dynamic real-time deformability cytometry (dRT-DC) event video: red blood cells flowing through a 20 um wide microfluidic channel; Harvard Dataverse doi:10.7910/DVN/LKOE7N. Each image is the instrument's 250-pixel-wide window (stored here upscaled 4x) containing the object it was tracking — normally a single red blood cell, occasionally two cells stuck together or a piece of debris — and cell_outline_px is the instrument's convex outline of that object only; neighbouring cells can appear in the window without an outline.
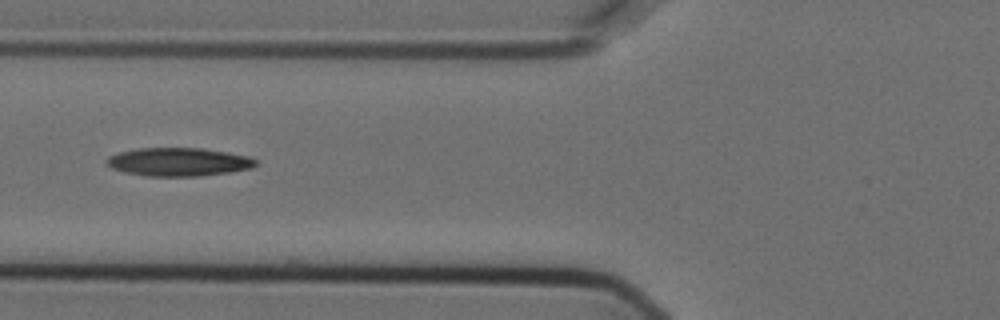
{"species": "Egyptian fruit bat (a non-hibernating species)", "species_latin": "Rousettus aegyptiacus", "temperature_condition": "cold", "stored_images_in_passage": 9, "camera_frame_rate_fps": 3000, "um_per_image_px": 0.085, "animal": {"sex": "female"}, "frame": {"image": 1, "passage_image": 6, "time_ms": 1.667, "image_size_px": [1000, 320], "cell_outline_px": [[256, 164], [252, 168], [232, 172], [200, 176], [144, 176], [124, 172], [112, 168], [104, 164], [104, 160], [108, 156], [120, 152], [136, 148], [200, 148], [252, 156], [256, 160]], "centroid_in_image_um": [15.16, 13.76], "position_along_channel_um": 110.6, "area_um2": 24.91}}
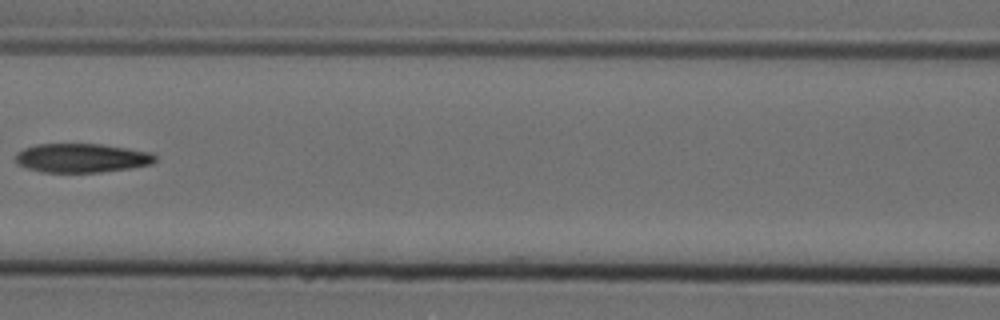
{"frame": {"image": 2, "passage_image": 7, "time_ms": 2.0, "image_size_px": [1000, 320], "cell_outline_px": [[156, 160], [152, 164], [128, 168], [100, 172], [40, 172], [16, 164], [16, 152], [24, 148], [36, 144], [100, 144], [128, 148], [152, 152], [156, 156]], "centroid_in_image_um": [6.93, 13.42], "position_along_channel_um": 159.7, "area_um2": 23.64}}
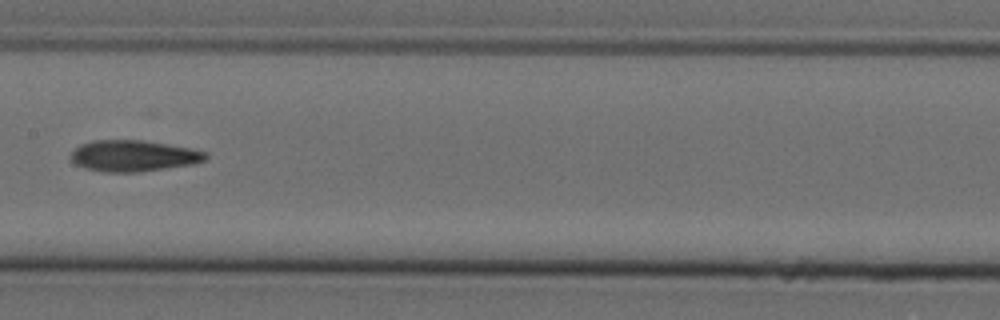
{"frame": {"image": 3, "passage_image": 8, "time_ms": 2.333, "image_size_px": [1000, 320], "cell_outline_px": [[208, 156], [204, 160], [192, 164], [140, 172], [104, 172], [88, 168], [76, 164], [68, 156], [80, 144], [92, 140], [140, 140], [188, 148], [208, 152]], "centroid_in_image_um": [11.32, 13.25], "position_along_channel_um": 196.1, "area_um2": 24.28}}